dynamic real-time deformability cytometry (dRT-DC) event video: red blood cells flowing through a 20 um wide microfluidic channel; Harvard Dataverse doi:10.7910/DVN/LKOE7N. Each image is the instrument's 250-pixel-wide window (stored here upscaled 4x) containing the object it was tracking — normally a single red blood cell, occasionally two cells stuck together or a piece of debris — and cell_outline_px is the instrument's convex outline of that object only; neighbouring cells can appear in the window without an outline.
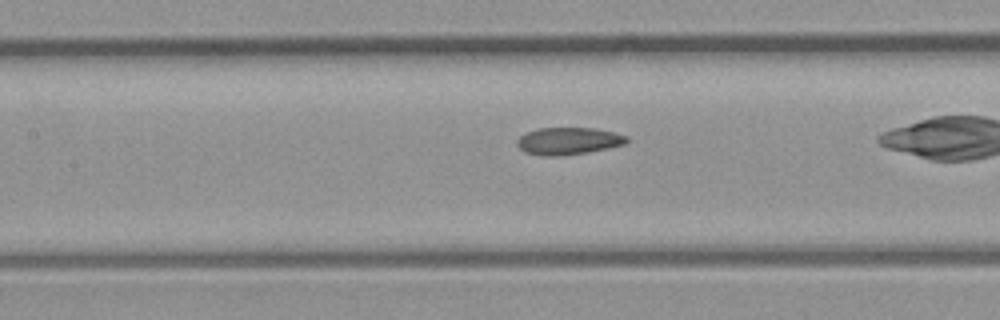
{"species": "common noctule bat (a hibernating species)", "species_latin": "Nyctalus noctula", "temperature_condition": "room temperature", "stored_images_in_passage": 24, "camera_frame_rate_fps": 3000, "um_per_image_px": 0.085, "animal": {"sex": "male", "body_mass_g": 23.1, "forearm_length_mm": 52.7}, "frame": {"image": 1, "passage_image": 11, "time_ms": 3.333, "image_size_px": [1000, 320], "cell_outline_px": [[628, 140], [624, 144], [608, 148], [588, 152], [560, 156], [548, 156], [524, 152], [516, 144], [516, 140], [520, 136], [528, 132], [540, 128], [596, 128], [628, 136]], "centroid_in_image_um": [48.31, 11.98], "position_along_channel_um": 159.1, "area_um2": 17.28}}